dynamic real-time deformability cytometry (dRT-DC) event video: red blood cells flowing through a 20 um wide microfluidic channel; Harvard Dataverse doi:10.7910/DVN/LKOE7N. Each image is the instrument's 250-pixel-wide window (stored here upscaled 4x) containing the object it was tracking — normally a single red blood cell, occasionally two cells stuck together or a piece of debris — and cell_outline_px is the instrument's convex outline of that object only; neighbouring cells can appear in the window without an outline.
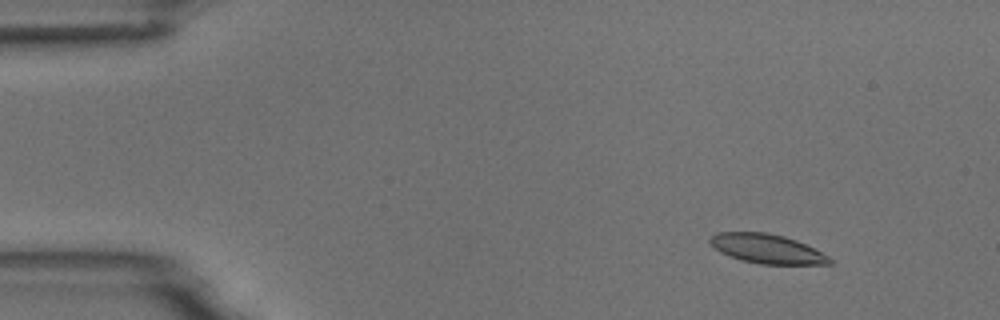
{"species": "common noctule bat (a hibernating species)", "species_latin": "Nyctalus noctula", "temperature_condition": "room temperature", "stored_images_in_passage": 6, "camera_frame_rate_fps": 3000, "um_per_image_px": 0.085, "animal": {"sex": "male", "body_mass_g": 18.8}, "frame": {"image": 1, "passage_image": 3, "time_ms": 2.0, "image_size_px": [1000, 320], "cell_outline_px": [[832, 264], [760, 264], [740, 260], [720, 252], [708, 240], [716, 232], [764, 232], [784, 236], [796, 240], [828, 256], [832, 260]], "centroid_in_image_um": [65.17, 21.14], "position_along_channel_um": 19.8, "area_um2": 20.17}}
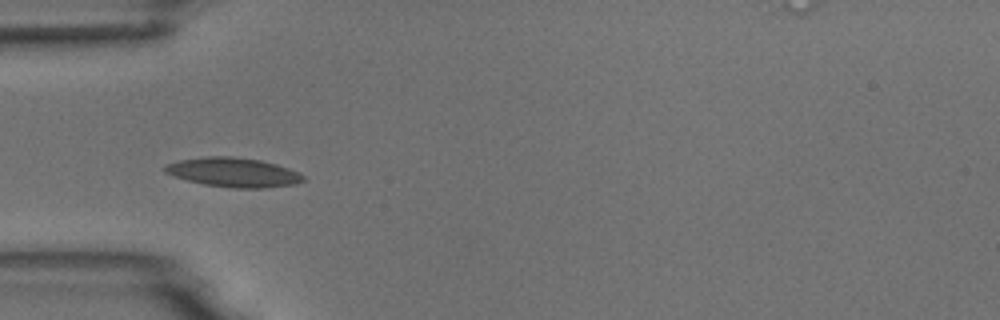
{"frame": {"image": 2, "passage_image": 6, "time_ms": 5.667, "image_size_px": [1000, 320], "cell_outline_px": [[304, 180], [296, 184], [264, 188], [232, 188], [204, 184], [172, 176], [164, 172], [164, 164], [180, 160], [204, 156], [232, 156], [260, 160], [276, 164], [300, 172], [304, 176]], "centroid_in_image_um": [19.83, 14.64], "position_along_channel_um": 65.2, "area_um2": 23.76}}